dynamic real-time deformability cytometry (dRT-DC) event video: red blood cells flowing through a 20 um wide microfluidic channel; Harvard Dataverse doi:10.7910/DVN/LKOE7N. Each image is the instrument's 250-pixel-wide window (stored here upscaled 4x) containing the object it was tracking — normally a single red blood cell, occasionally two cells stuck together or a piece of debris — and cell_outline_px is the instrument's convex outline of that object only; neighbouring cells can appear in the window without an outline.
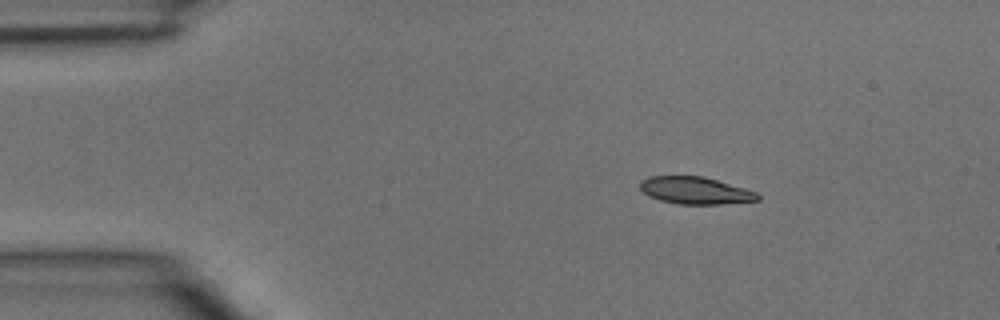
{"species": "common noctule bat (a hibernating species)", "species_latin": "Nyctalus noctula", "temperature_condition": "room temperature", "stored_images_in_passage": 3, "camera_frame_rate_fps": 3000, "um_per_image_px": 0.085, "animal": {"sex": "male", "body_mass_g": 15.6}, "frame": {"image": 1, "passage_image": 1, "time_ms": 0.0, "image_size_px": [1000, 320], "cell_outline_px": [[760, 200], [720, 204], [676, 204], [660, 200], [648, 196], [640, 188], [640, 180], [648, 176], [704, 176], [744, 188], [756, 192], [760, 196]], "centroid_in_image_um": [59.08, 16.19], "position_along_channel_um": 25.9, "area_um2": 18.67}}
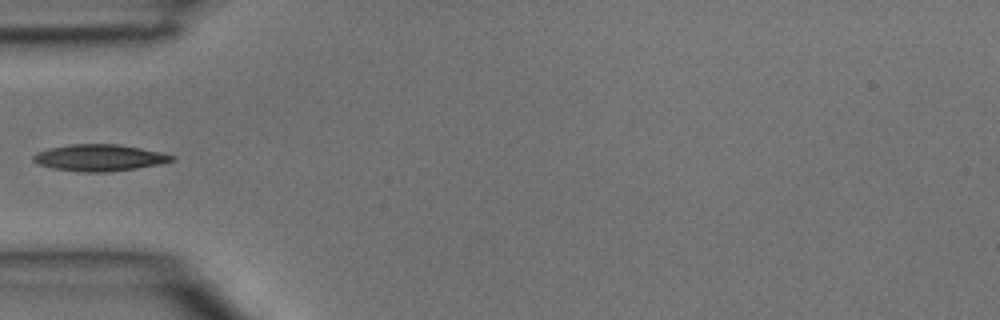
{"frame": {"image": 2, "passage_image": 3, "time_ms": 0.667, "image_size_px": [1000, 320], "cell_outline_px": [[176, 160], [160, 164], [136, 168], [108, 172], [84, 172], [52, 168], [40, 164], [32, 160], [32, 156], [36, 152], [48, 148], [68, 144], [120, 144], [160, 152], [176, 156]], "centroid_in_image_um": [8.45, 13.4], "position_along_channel_um": 76.5, "area_um2": 21.56}}